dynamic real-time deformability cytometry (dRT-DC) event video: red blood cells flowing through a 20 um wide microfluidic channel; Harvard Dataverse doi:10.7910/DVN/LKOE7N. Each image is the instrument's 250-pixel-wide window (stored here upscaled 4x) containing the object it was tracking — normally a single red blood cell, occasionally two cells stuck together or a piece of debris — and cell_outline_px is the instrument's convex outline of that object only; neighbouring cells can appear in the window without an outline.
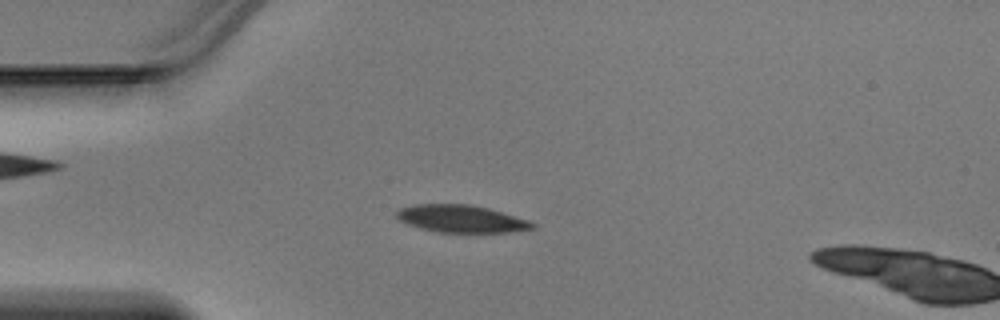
{"species": "Egyptian fruit bat (a non-hibernating species)", "species_latin": "Rousettus aegyptiacus", "temperature_condition": "warm", "stored_images_in_passage": 13, "camera_frame_rate_fps": 3000, "um_per_image_px": 0.085, "animal": {"sex": "male"}, "frame": {"image": 1, "passage_image": 11, "time_ms": 3.333, "image_size_px": [1000, 320], "cell_outline_px": [[536, 228], [508, 232], [440, 232], [420, 228], [408, 224], [400, 220], [396, 216], [396, 212], [400, 208], [412, 204], [472, 204], [488, 208], [528, 220], [536, 224]], "centroid_in_image_um": [39.2, 18.59], "position_along_channel_um": 45.8, "area_um2": 21.62}}